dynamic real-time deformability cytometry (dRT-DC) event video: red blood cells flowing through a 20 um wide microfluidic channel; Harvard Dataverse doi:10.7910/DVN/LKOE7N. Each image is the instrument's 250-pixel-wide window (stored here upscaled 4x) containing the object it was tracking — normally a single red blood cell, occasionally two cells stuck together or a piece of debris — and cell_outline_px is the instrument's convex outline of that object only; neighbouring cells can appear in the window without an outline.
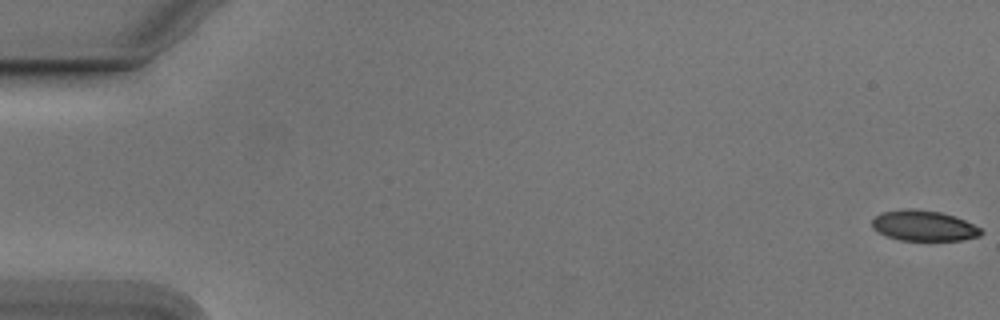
{"species": "Egyptian fruit bat (a non-hibernating species)", "species_latin": "Rousettus aegyptiacus", "temperature_condition": "cold", "stored_images_in_passage": 55, "camera_frame_rate_fps": 3000, "um_per_image_px": 0.085, "animal": {"sex": "male"}, "frame": {"image": 1, "passage_image": 1, "time_ms": 0.0, "image_size_px": [1000, 320], "cell_outline_px": [[984, 232], [980, 236], [964, 240], [900, 240], [888, 236], [872, 228], [872, 220], [880, 212], [908, 208], [912, 208], [940, 212], [956, 216], [980, 228]], "centroid_in_image_um": [78.53, 19.18], "position_along_channel_um": 6.5, "area_um2": 19.36}}
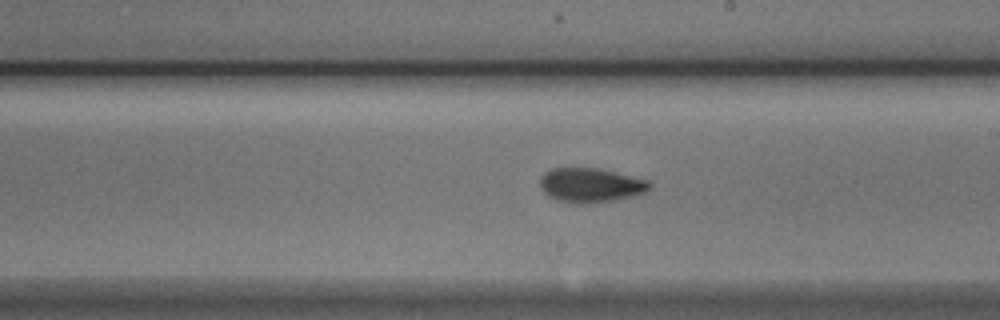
{"frame": {"image": 2, "passage_image": 32, "time_ms": 10.333, "image_size_px": [1000, 320], "cell_outline_px": [[652, 188], [644, 192], [632, 196], [612, 200], [588, 204], [580, 204], [556, 200], [548, 196], [540, 188], [540, 176], [544, 172], [552, 168], [596, 168], [648, 180], [652, 184]], "centroid_in_image_um": [50.17, 15.74], "position_along_channel_um": 238.8, "area_um2": 21.91}}
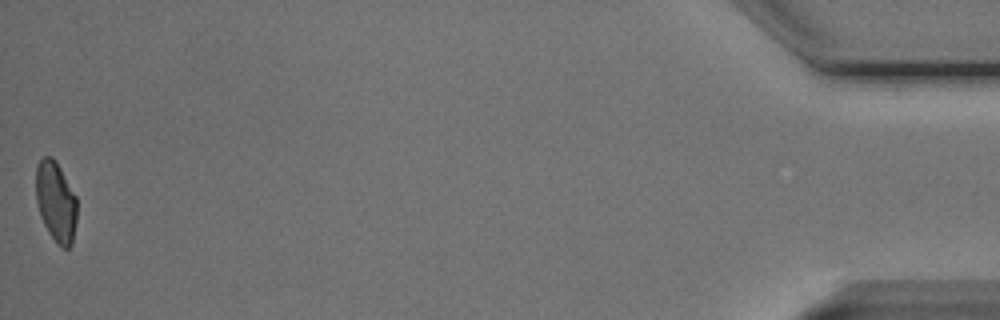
{"frame": {"image": 3, "passage_image": 55, "time_ms": 18.0, "image_size_px": [1000, 320], "cell_outline_px": [[76, 220], [72, 244], [68, 248], [64, 248], [48, 232], [40, 216], [36, 200], [36, 164], [44, 156], [52, 156], [56, 160], [76, 196]], "centroid_in_image_um": [4.74, 17.09], "position_along_channel_um": 430.5, "area_um2": 19.13}, "authors_computed_cell_mechanics": {"area_um2": 20.7502, "velocity_mm_per_s": 3.7718, "shape_relaxation_time_tau1_ms": 3.3474, "shape_relaxation_time_tau2_ms": 1.6826, "deformation_change_tau1": 0.114, "deformation_change_tau2": 0.0641}}